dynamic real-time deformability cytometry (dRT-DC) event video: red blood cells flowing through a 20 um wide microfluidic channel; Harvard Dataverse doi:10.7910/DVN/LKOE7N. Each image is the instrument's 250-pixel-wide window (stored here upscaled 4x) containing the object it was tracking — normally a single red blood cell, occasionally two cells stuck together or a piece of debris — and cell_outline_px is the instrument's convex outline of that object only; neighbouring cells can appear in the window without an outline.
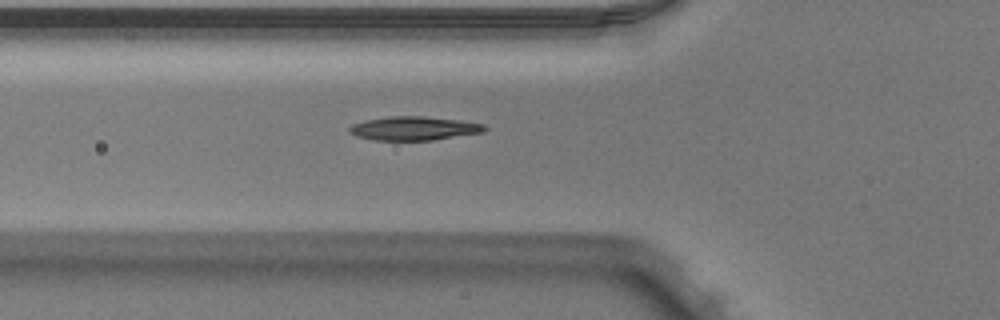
{"species": "Egyptian fruit bat (a non-hibernating species)", "species_latin": "Rousettus aegyptiacus", "temperature_condition": "warm", "stored_images_in_passage": 34, "camera_frame_rate_fps": 3000, "um_per_image_px": 0.085, "animal": {"sex": "male"}, "frame": {"image": 1, "passage_image": 2, "time_ms": 0.333, "image_size_px": [1000, 320], "cell_outline_px": [[488, 128], [484, 132], [432, 140], [372, 140], [356, 136], [348, 132], [348, 128], [352, 124], [364, 120], [392, 116], [424, 116], [460, 120], [484, 124]], "centroid_in_image_um": [35.17, 10.91], "position_along_channel_um": 90.6, "area_um2": 18.84}}
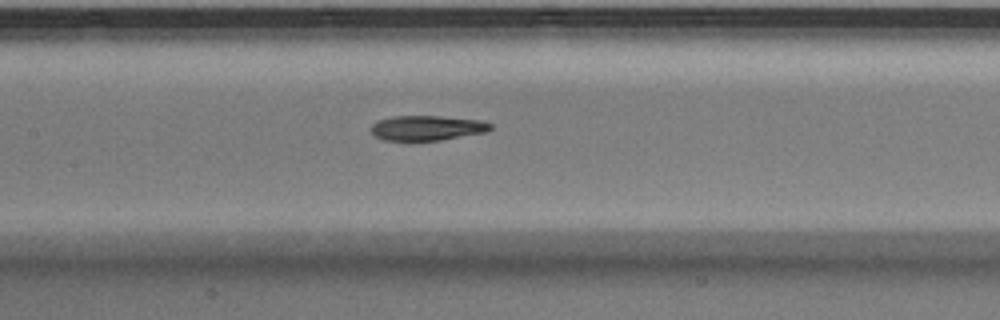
{"frame": {"image": 2, "passage_image": 8, "time_ms": 2.333, "image_size_px": [1000, 320], "cell_outline_px": [[492, 128], [488, 132], [440, 140], [408, 144], [384, 140], [376, 136], [368, 128], [376, 120], [392, 116], [440, 116], [480, 120], [492, 124]], "centroid_in_image_um": [36.22, 10.92], "position_along_channel_um": 171.2, "area_um2": 18.26}}
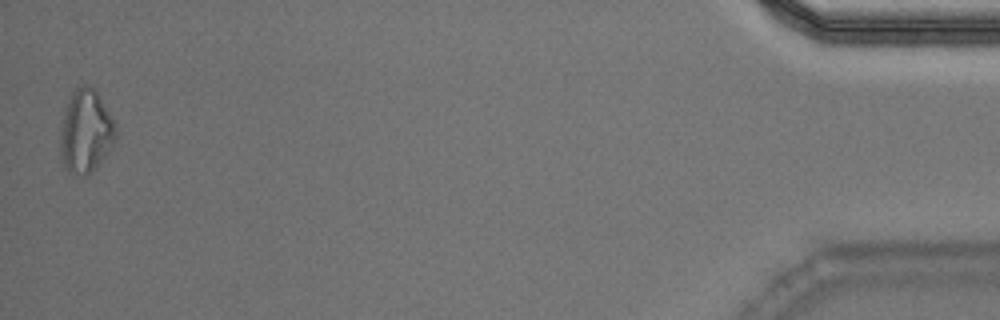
{"frame": {"image": 3, "passage_image": 34, "time_ms": 11.0, "image_size_px": [1000, 320], "cell_outline_px": [[116, 136], [112, 144], [96, 168], [88, 176], [84, 176], [68, 172], [64, 168], [60, 152], [60, 128], [72, 92], [76, 88], [84, 84], [88, 84], [96, 92], [116, 124]], "centroid_in_image_um": [7.27, 11.21], "position_along_channel_um": 427.9, "area_um2": 26.53}}